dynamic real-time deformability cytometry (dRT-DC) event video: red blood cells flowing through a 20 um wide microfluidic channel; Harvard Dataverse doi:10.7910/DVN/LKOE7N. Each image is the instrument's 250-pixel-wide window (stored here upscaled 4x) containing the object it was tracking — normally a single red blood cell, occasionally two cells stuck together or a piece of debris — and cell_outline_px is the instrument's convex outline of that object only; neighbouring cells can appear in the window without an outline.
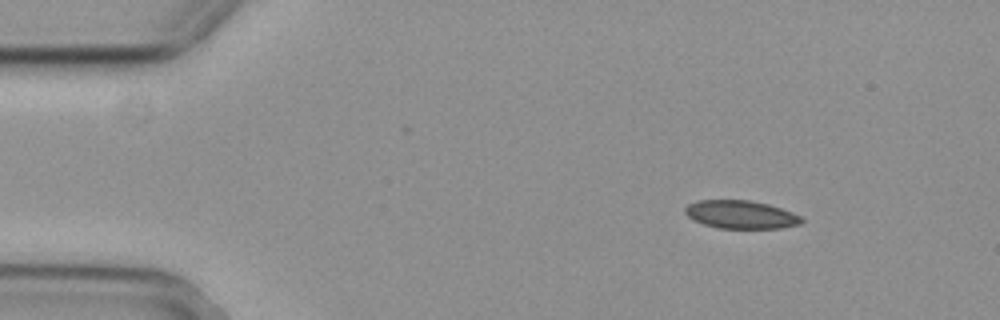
{"species": "common noctule bat (a hibernating species)", "species_latin": "Nyctalus noctula", "temperature_condition": "cold", "stored_images_in_passage": 49, "camera_frame_rate_fps": 3000, "um_per_image_px": 0.085, "animal": {"sex": "female", "body_mass_g": 29.2, "forearm_length_mm": 56.3}, "frame": {"image": 1, "passage_image": 1, "time_ms": 0.0, "image_size_px": [1000, 320], "cell_outline_px": [[804, 220], [800, 224], [780, 228], [720, 228], [704, 224], [688, 216], [684, 212], [684, 208], [688, 204], [700, 200], [752, 200], [768, 204], [792, 212], [800, 216]], "centroid_in_image_um": [62.98, 18.23], "position_along_channel_um": 22.0, "area_um2": 18.96}}
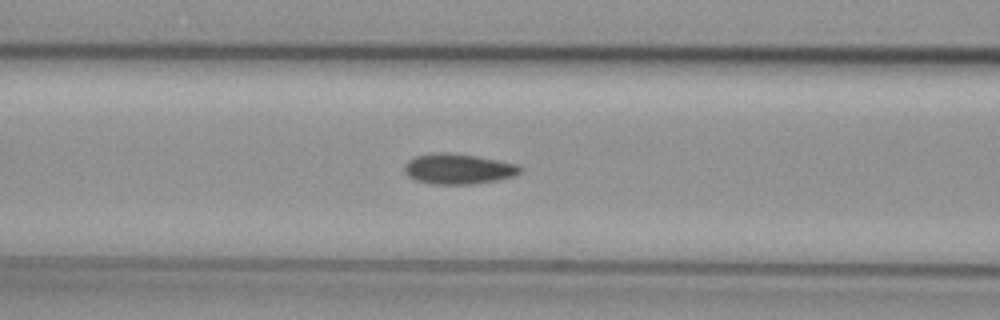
{"frame": {"image": 2, "passage_image": 16, "time_ms": 5.0, "image_size_px": [1000, 320], "cell_outline_px": [[524, 168], [516, 176], [496, 180], [472, 184], [428, 184], [416, 180], [408, 176], [404, 172], [404, 164], [408, 160], [416, 156], [432, 152], [448, 152], [476, 156], [520, 164]], "centroid_in_image_um": [38.96, 14.35], "position_along_channel_um": 127.6, "area_um2": 20.81}}
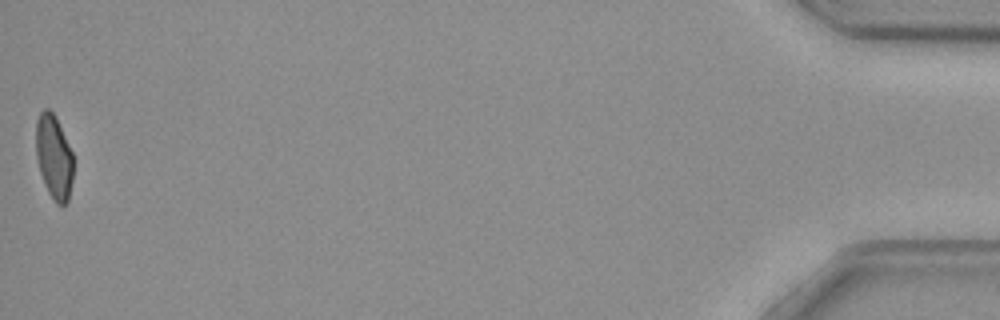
{"frame": {"image": 3, "passage_image": 49, "time_ms": 16.0, "image_size_px": [1000, 320], "cell_outline_px": [[72, 180], [68, 200], [64, 204], [56, 204], [48, 192], [40, 172], [36, 156], [36, 120], [40, 112], [44, 108], [48, 108], [56, 116], [72, 152]], "centroid_in_image_um": [4.57, 13.31], "position_along_channel_um": 430.6, "area_um2": 18.21}, "authors_computed_cell_mechanics": {"area_um2": 20.0566, "velocity_mm_per_s": 3.699, "shape_relaxation_time_tau1_ms": 8.3191, "shape_relaxation_time_tau2_ms": 5.2166, "deformation_change_tau1": 0.1532, "deformation_change_tau2": 0.0666}}